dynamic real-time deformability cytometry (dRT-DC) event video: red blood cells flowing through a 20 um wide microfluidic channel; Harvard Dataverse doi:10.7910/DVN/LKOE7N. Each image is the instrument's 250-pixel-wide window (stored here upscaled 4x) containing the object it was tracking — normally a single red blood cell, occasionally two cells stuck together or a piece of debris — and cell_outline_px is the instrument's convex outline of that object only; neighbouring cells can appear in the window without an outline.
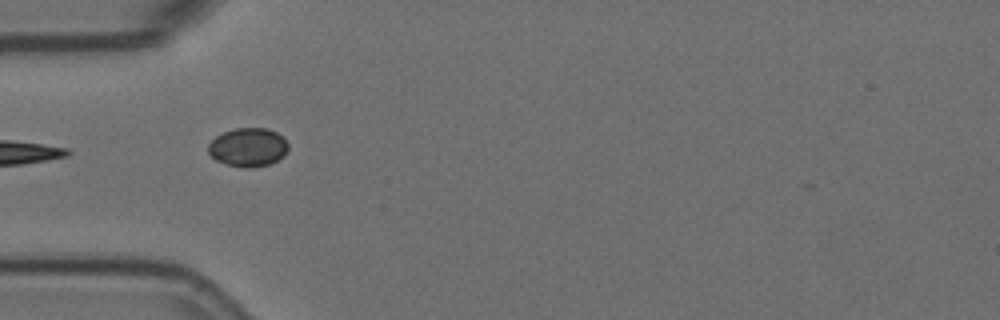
{"species": "Egyptian fruit bat (a non-hibernating species)", "species_latin": "Rousettus aegyptiacus", "temperature_condition": "room temperature", "stored_images_in_passage": 5, "segment_of_instrument_passage": [2, 2], "camera_frame_rate_fps": 3000, "um_per_image_px": 0.085, "animal": {"sex": "female"}, "frame": {"image": 1, "passage_image": 4, "time_ms": 1.0, "image_size_px": [1000, 320], "cell_outline_px": [[288, 148], [284, 156], [268, 164], [252, 168], [244, 168], [228, 164], [216, 160], [208, 152], [208, 144], [216, 136], [224, 132], [236, 128], [268, 128], [276, 132], [288, 144]], "centroid_in_image_um": [21.08, 12.52], "position_along_channel_um": 63.9, "area_um2": 17.86}}
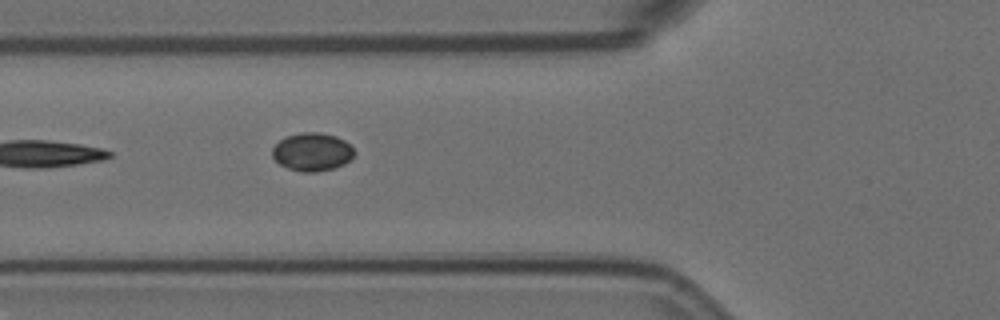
{"frame": {"image": 2, "passage_image": 5, "time_ms": 1.333, "image_size_px": [1000, 320], "cell_outline_px": [[356, 152], [344, 164], [336, 168], [316, 172], [300, 172], [288, 168], [280, 164], [272, 156], [272, 148], [280, 140], [288, 136], [300, 132], [320, 132], [336, 136], [344, 140]], "centroid_in_image_um": [26.53, 12.91], "position_along_channel_um": 99.3, "area_um2": 18.21}}